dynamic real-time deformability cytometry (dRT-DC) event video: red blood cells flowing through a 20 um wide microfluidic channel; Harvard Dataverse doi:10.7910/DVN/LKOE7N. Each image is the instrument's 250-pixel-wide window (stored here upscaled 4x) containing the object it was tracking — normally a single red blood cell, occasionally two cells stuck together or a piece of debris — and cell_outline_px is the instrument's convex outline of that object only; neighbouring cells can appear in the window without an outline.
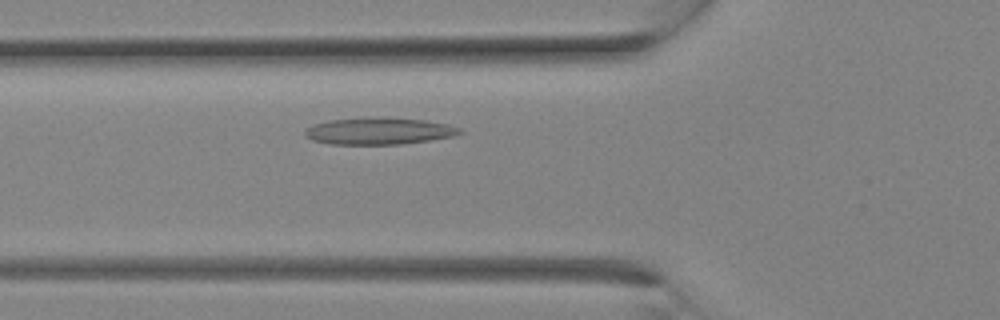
{"species": "Egyptian fruit bat (a non-hibernating species)", "species_latin": "Rousettus aegyptiacus", "temperature_condition": "room temperature", "stored_images_in_passage": 8, "camera_frame_rate_fps": 3000, "um_per_image_px": 0.085, "animal": {"sex": "female"}, "frame": {"image": 1, "passage_image": 6, "time_ms": 1.667, "image_size_px": [1000, 320], "cell_outline_px": [[464, 132], [452, 136], [428, 140], [400, 144], [332, 144], [312, 140], [304, 136], [304, 132], [308, 128], [316, 124], [328, 120], [424, 120], [448, 124], [460, 128]], "centroid_in_image_um": [32.22, 11.19], "position_along_channel_um": 93.6, "area_um2": 22.83}}
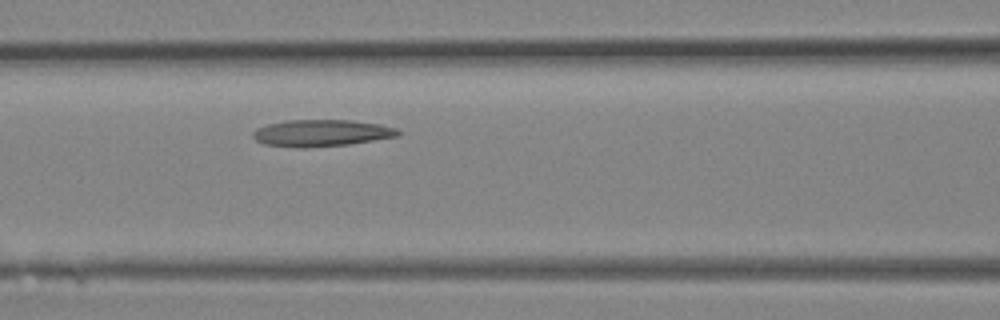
{"frame": {"image": 2, "passage_image": 8, "time_ms": 2.333, "image_size_px": [1000, 320], "cell_outline_px": [[404, 132], [396, 136], [348, 144], [308, 148], [296, 148], [264, 144], [256, 140], [252, 136], [252, 132], [256, 128], [268, 124], [288, 120], [352, 120], [380, 124], [396, 128]], "centroid_in_image_um": [27.3, 11.31], "position_along_channel_um": 139.3, "area_um2": 22.72}}